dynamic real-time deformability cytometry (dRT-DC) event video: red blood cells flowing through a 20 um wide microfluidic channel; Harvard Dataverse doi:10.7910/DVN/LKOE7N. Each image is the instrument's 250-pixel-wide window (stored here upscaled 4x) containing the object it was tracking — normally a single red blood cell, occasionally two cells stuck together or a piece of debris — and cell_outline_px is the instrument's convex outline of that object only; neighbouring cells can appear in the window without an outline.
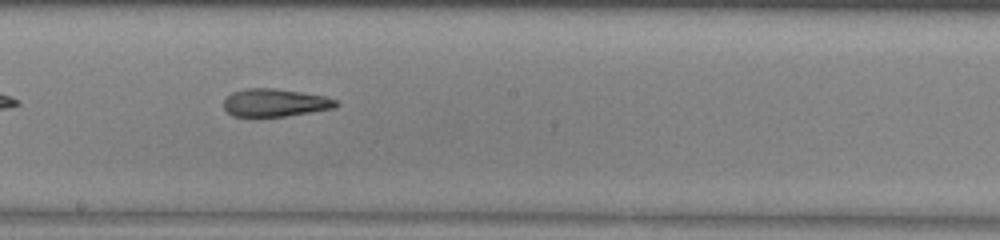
{"species": "common noctule bat (a hibernating species)", "species_latin": "Nyctalus noctula", "temperature_condition": "warm", "stored_images_in_passage": 35, "camera_frame_rate_fps": 3000, "um_per_image_px": 0.085, "animal": {"sex": "male", "body_mass_g": 13.0, "forearm_length_mm": 53.1}, "frame": {"image": 1, "passage_image": 16, "time_ms": 5.0, "image_size_px": [1000, 240], "cell_outline_px": [[340, 104], [336, 108], [284, 116], [232, 116], [224, 108], [224, 100], [232, 92], [248, 88], [272, 88], [300, 92], [324, 96], [336, 100]], "centroid_in_image_um": [23.39, 8.73], "position_along_channel_um": 224.8, "area_um2": 18.03}, "authors_computed_cell_mechanics": {"area_um2": 19.363, "velocity_mm_per_s": 3.9733, "shape_relaxation_time_tau1_ms": null, "shape_relaxation_time_tau2_ms": 4.3656, "deformation_change_tau1": null, "deformation_change_tau2": 0.1678}}